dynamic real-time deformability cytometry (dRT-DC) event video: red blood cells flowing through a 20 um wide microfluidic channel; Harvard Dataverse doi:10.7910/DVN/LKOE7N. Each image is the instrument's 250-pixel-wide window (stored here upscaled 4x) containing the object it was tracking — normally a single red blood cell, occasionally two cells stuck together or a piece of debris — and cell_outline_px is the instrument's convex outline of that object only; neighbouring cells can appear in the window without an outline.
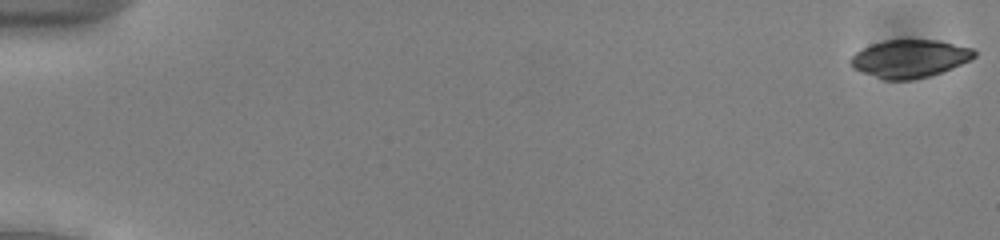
{"species": "common noctule bat (a hibernating species)", "species_latin": "Nyctalus noctula", "temperature_condition": "cold", "stored_images_in_passage": 54, "camera_frame_rate_fps": 3000, "um_per_image_px": 0.085, "animal": {"sex": "male", "body_mass_g": 13.0, "forearm_length_mm": 53.1}, "frame": {"image": 1, "passage_image": 1, "time_ms": 0.0, "image_size_px": [1000, 240], "cell_outline_px": [[976, 56], [972, 60], [952, 68], [928, 76], [912, 80], [884, 80], [860, 72], [852, 68], [848, 64], [848, 60], [856, 52], [872, 44], [884, 40], [940, 40], [972, 48], [976, 52]], "centroid_in_image_um": [77.31, 4.99], "position_along_channel_um": 7.7, "area_um2": 27.51}}
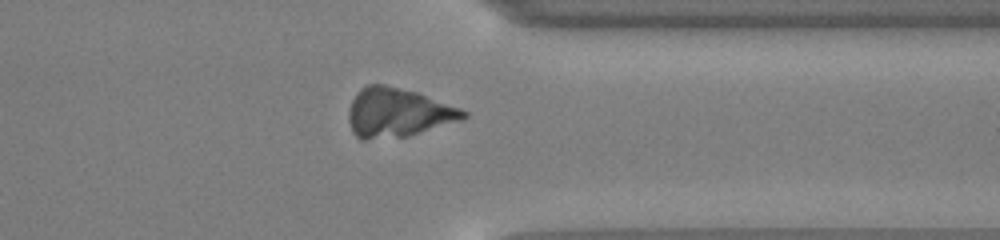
{"frame": {"image": 2, "passage_image": 43, "time_ms": 14.0, "image_size_px": [1000, 240], "cell_outline_px": [[468, 116], [464, 120], [408, 136], [364, 140], [360, 140], [352, 132], [348, 120], [348, 112], [352, 100], [356, 92], [360, 88], [368, 84], [384, 84], [416, 92], [460, 108], [468, 112]], "centroid_in_image_um": [33.8, 9.59], "position_along_channel_um": 377.6, "area_um2": 33.0}}
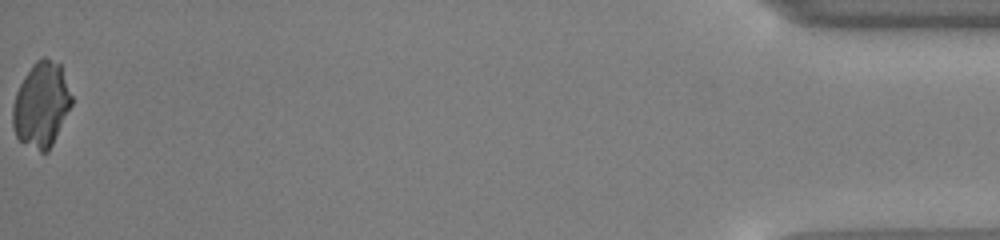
{"frame": {"image": 3, "passage_image": 54, "time_ms": 17.667, "image_size_px": [1000, 240], "cell_outline_px": [[72, 104], [48, 152], [40, 152], [20, 140], [16, 136], [12, 124], [12, 108], [16, 92], [24, 76], [32, 64], [40, 56], [44, 56], [60, 64], [72, 96]], "centroid_in_image_um": [3.5, 8.87], "position_along_channel_um": 431.7, "area_um2": 29.07}}